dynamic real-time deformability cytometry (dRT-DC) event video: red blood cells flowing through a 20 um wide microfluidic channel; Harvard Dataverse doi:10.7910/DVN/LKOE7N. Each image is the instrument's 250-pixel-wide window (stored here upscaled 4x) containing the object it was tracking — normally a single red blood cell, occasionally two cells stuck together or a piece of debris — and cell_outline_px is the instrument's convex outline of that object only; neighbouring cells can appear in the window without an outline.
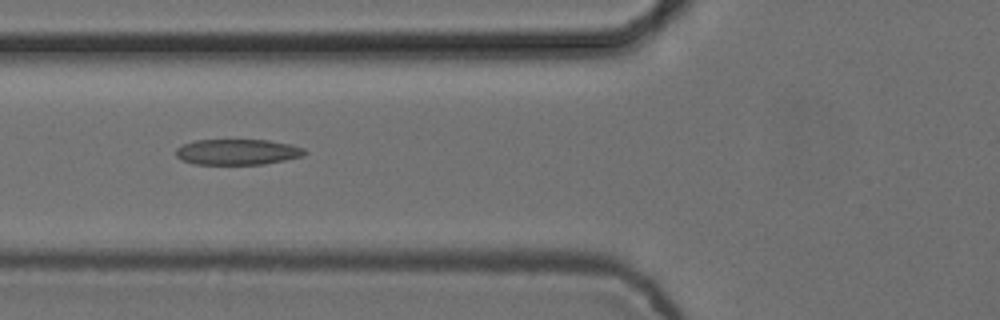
{"species": "common noctule bat (a hibernating species)", "species_latin": "Nyctalus noctula", "temperature_condition": "cold", "stored_images_in_passage": 7, "camera_frame_rate_fps": 3000, "um_per_image_px": 0.085, "animal": {"sex": "female", "body_mass_g": 24.6, "forearm_length_mm": 56.2}, "frame": {"image": 1, "passage_image": 5, "time_ms": 1.333, "image_size_px": [1000, 320], "cell_outline_px": [[308, 152], [304, 156], [264, 164], [192, 164], [180, 160], [176, 156], [176, 148], [184, 144], [196, 140], [268, 140], [288, 144], [304, 148]], "centroid_in_image_um": [20.17, 12.92], "position_along_channel_um": 105.6, "area_um2": 19.31}}
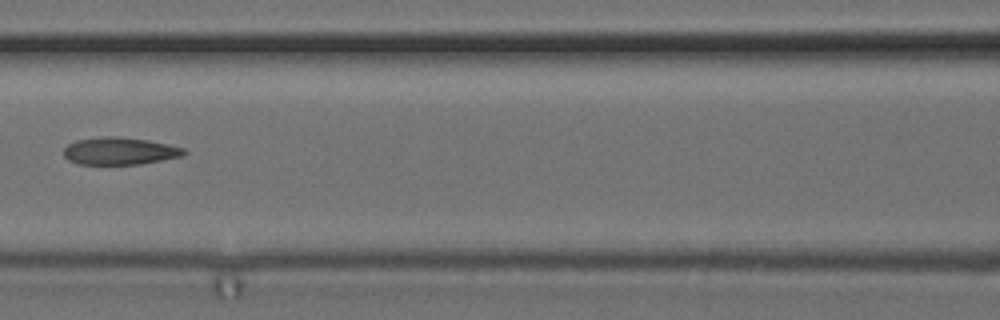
{"frame": {"image": 2, "passage_image": 6, "time_ms": 1.667, "image_size_px": [1000, 320], "cell_outline_px": [[188, 152], [184, 156], [140, 164], [76, 164], [68, 160], [64, 156], [64, 148], [68, 144], [76, 140], [104, 136], [120, 136], [148, 140], [168, 144], [184, 148]], "centroid_in_image_um": [10.19, 12.83], "position_along_channel_um": 156.4, "area_um2": 19.36}}
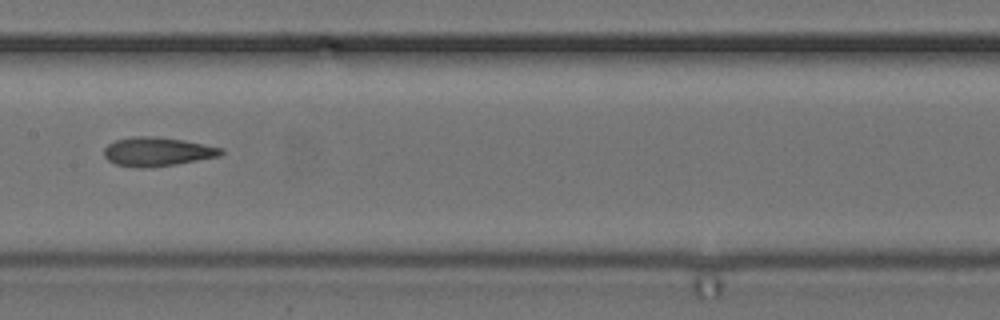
{"frame": {"image": 3, "passage_image": 7, "time_ms": 2.0, "image_size_px": [1000, 320], "cell_outline_px": [[224, 152], [220, 156], [176, 164], [152, 168], [136, 168], [116, 164], [108, 160], [104, 156], [104, 148], [108, 144], [116, 140], [132, 136], [156, 136], [184, 140], [224, 148]], "centroid_in_image_um": [13.37, 12.89], "position_along_channel_um": 194.0, "area_um2": 19.94}}